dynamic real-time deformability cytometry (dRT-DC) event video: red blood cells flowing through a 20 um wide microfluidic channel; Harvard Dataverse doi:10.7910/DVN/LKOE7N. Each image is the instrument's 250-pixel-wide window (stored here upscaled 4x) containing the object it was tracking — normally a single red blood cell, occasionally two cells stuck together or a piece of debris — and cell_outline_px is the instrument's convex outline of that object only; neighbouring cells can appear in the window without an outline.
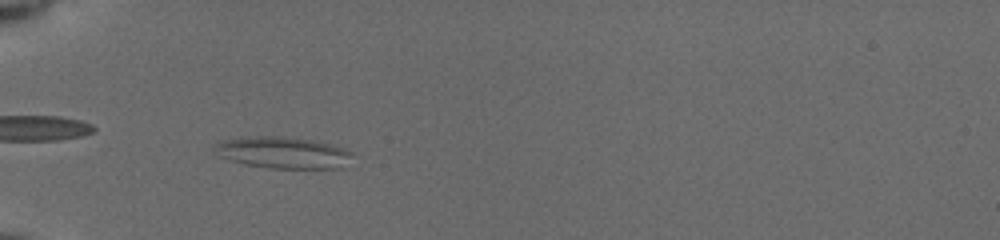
{"species": "common noctule bat (a hibernating species)", "species_latin": "Nyctalus noctula", "temperature_condition": "cold", "stored_images_in_passage": 40, "camera_frame_rate_fps": 3000, "um_per_image_px": 0.085, "animal": {"sex": "female", "body_mass_g": 19.5, "forearm_length_mm": 54.1}, "frame": {"image": 1, "passage_image": 4, "time_ms": 1.0, "image_size_px": [1000, 240], "cell_outline_px": [[352, 152], [340, 168], [272, 168], [244, 164], [220, 156], [212, 148], [212, 144], [220, 140], [240, 136], [284, 136], [312, 140], [332, 144], [344, 148]], "centroid_in_image_um": [23.94, 12.94], "position_along_channel_um": 61.1, "area_um2": 25.37}}
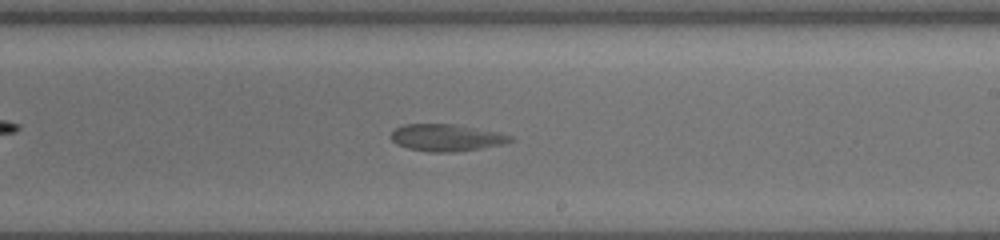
{"frame": {"image": 2, "passage_image": 20, "time_ms": 6.333, "image_size_px": [1000, 240], "cell_outline_px": [[516, 140], [504, 144], [456, 152], [428, 152], [408, 148], [396, 144], [392, 140], [392, 132], [396, 128], [404, 124], [452, 124], [500, 132], [512, 136]], "centroid_in_image_um": [37.98, 11.7], "position_along_channel_um": 251.0, "area_um2": 18.79}}
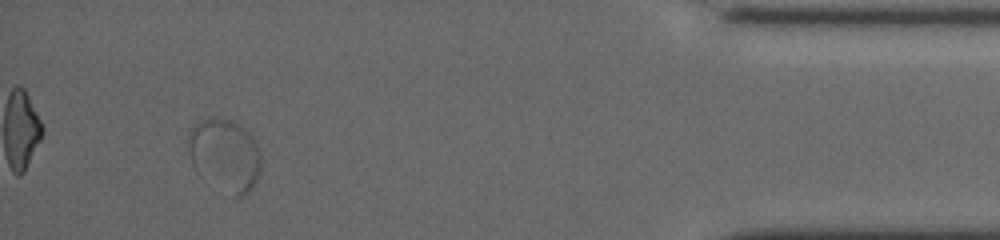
{"frame": {"image": 3, "passage_image": 37, "time_ms": 12.0, "image_size_px": [1000, 240], "cell_outline_px": [[264, 160], [260, 172], [252, 188], [244, 196], [236, 200], [200, 176], [196, 172], [192, 164], [188, 148], [188, 132], [200, 120], [228, 120], [244, 128], [252, 136]], "centroid_in_image_um": [19.14, 13.27], "position_along_channel_um": 416.1, "area_um2": 31.04}}